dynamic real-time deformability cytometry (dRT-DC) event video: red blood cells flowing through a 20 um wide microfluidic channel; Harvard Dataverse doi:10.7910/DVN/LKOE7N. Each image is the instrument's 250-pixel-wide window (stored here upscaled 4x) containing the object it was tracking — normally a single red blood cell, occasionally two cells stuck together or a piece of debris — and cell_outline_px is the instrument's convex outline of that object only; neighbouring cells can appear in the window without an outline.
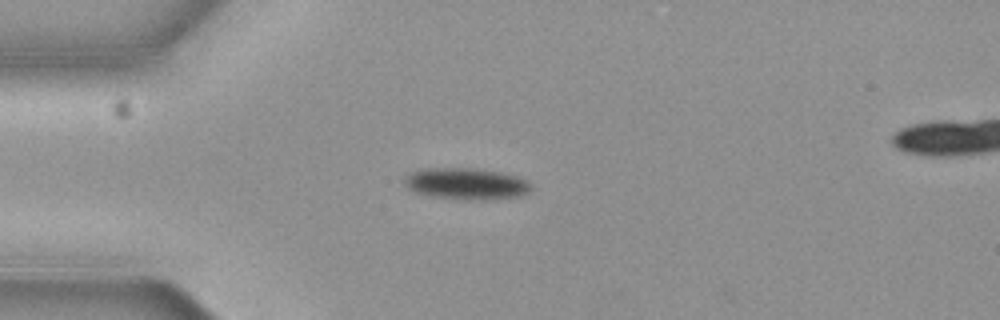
{"species": "common noctule bat (a hibernating species)", "species_latin": "Nyctalus noctula", "temperature_condition": "cold", "stored_images_in_passage": 4, "camera_frame_rate_fps": 3000, "um_per_image_px": 0.085, "animal": {"sex": "female", "body_mass_g": 19.3, "forearm_length_mm": 54.1}, "frame": {"image": 1, "passage_image": 1, "time_ms": 0.0, "image_size_px": [1000, 320], "cell_outline_px": [[532, 188], [528, 192], [520, 196], [432, 196], [416, 192], [408, 188], [404, 184], [404, 176], [408, 172], [424, 168], [468, 168], [500, 172], [520, 176], [528, 180], [532, 184]], "centroid_in_image_um": [39.58, 15.53], "position_along_channel_um": 45.4, "area_um2": 22.02}}
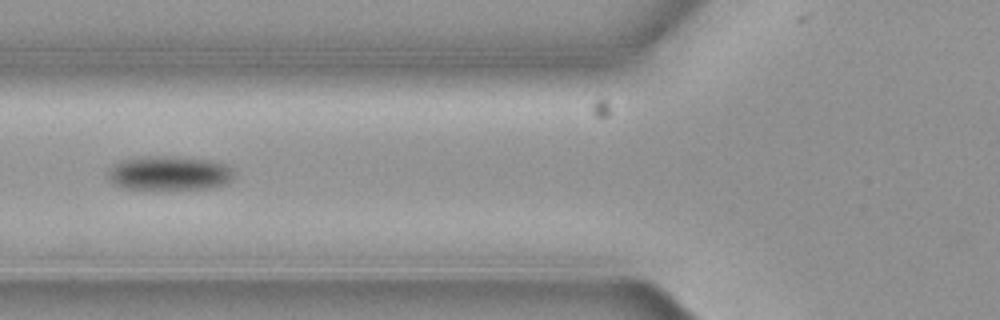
{"frame": {"image": 2, "passage_image": 3, "time_ms": 0.667, "image_size_px": [1000, 320], "cell_outline_px": [[236, 172], [232, 180], [228, 184], [212, 188], [124, 188], [112, 184], [108, 180], [108, 168], [112, 164], [120, 160], [148, 156], [172, 156], [212, 160], [228, 164]], "centroid_in_image_um": [14.42, 14.7], "position_along_channel_um": 111.4, "area_um2": 25.49}}
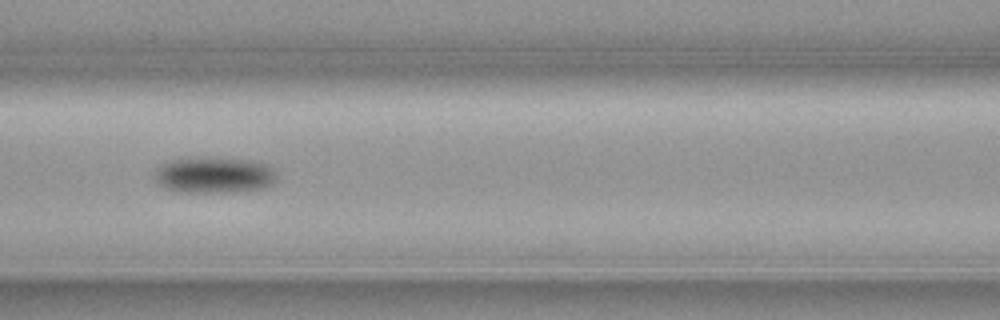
{"frame": {"image": 3, "passage_image": 4, "time_ms": 1.0, "image_size_px": [1000, 320], "cell_outline_px": [[276, 180], [272, 184], [260, 188], [232, 192], [180, 192], [164, 188], [156, 180], [156, 172], [164, 164], [172, 160], [204, 156], [216, 156], [256, 160], [272, 168], [276, 172]], "centroid_in_image_um": [18.25, 14.85], "position_along_channel_um": 148.3, "area_um2": 25.89}}